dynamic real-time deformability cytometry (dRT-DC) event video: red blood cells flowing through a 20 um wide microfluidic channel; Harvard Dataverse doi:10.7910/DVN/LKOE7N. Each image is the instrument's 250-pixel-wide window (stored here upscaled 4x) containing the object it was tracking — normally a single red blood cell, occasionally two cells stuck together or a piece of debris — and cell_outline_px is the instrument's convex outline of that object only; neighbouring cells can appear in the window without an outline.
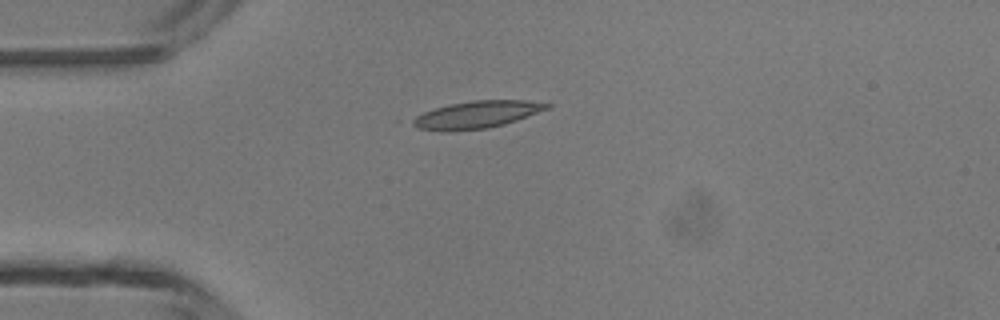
{"species": "common noctule bat (a hibernating species)", "species_latin": "Nyctalus noctula", "temperature_condition": "room temperature", "stored_images_in_passage": 5, "camera_frame_rate_fps": 3000, "um_per_image_px": 0.085, "animal": {"sex": "male", "body_mass_g": 13.3}, "frame": {"image": 1, "passage_image": 4, "time_ms": 3.333, "image_size_px": [1000, 320], "cell_outline_px": [[552, 104], [548, 108], [516, 120], [504, 124], [488, 128], [440, 132], [416, 128], [408, 124], [408, 120], [424, 112], [448, 104], [472, 100], [524, 100]], "centroid_in_image_um": [40.41, 9.76], "position_along_channel_um": 44.6, "area_um2": 21.44}}